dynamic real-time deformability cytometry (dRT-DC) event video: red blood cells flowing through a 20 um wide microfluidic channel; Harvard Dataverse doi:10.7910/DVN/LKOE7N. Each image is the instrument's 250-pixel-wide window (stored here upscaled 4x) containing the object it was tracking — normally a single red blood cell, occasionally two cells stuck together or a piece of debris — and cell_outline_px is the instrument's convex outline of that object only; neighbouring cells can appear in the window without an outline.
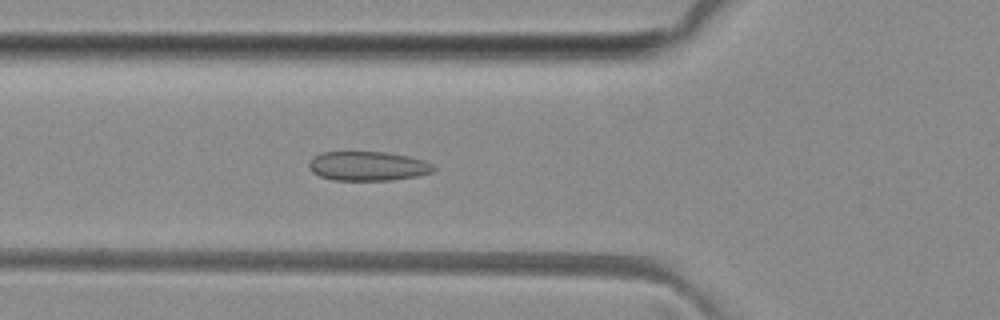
{"species": "common noctule bat (a hibernating species)", "species_latin": "Nyctalus noctula", "temperature_condition": "room temperature", "stored_images_in_passage": 50, "camera_frame_rate_fps": 3000, "um_per_image_px": 0.085, "animal": {"sex": "female", "body_mass_g": 29.2, "forearm_length_mm": 56.3}, "frame": {"image": 1, "passage_image": 18, "time_ms": 5.667, "image_size_px": [1000, 320], "cell_outline_px": [[436, 172], [416, 176], [392, 180], [332, 180], [320, 176], [312, 172], [308, 168], [308, 164], [312, 156], [320, 152], [384, 152], [408, 156], [424, 160], [432, 164], [436, 168]], "centroid_in_image_um": [31.26, 14.11], "position_along_channel_um": 94.5, "area_um2": 21.5}}
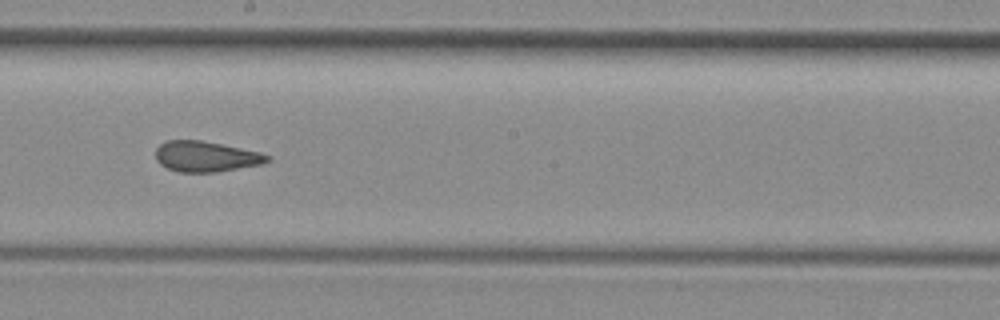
{"frame": {"image": 2, "passage_image": 28, "time_ms": 9.0, "image_size_px": [1000, 320], "cell_outline_px": [[272, 160], [264, 164], [216, 172], [180, 172], [168, 168], [160, 164], [156, 160], [156, 148], [160, 144], [168, 140], [200, 140], [260, 152], [272, 156]], "centroid_in_image_um": [17.54, 13.31], "position_along_channel_um": 230.7, "area_um2": 19.94}}
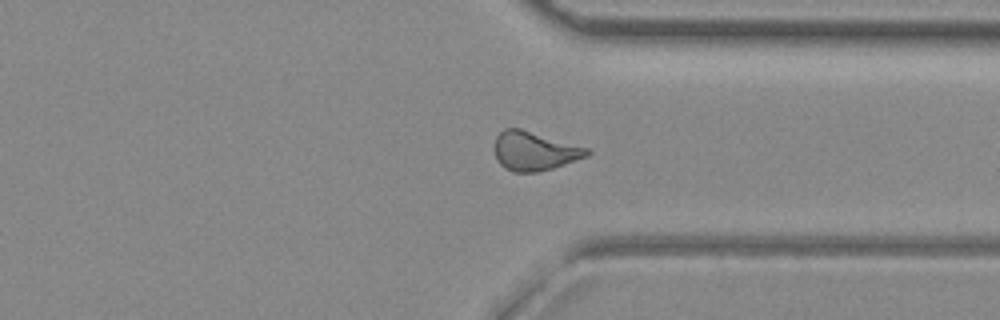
{"frame": {"image": 3, "passage_image": 38, "time_ms": 12.333, "image_size_px": [1000, 320], "cell_outline_px": [[592, 152], [588, 156], [552, 168], [536, 172], [512, 172], [504, 168], [496, 160], [492, 148], [496, 136], [504, 128], [520, 128], [588, 148]], "centroid_in_image_um": [45.37, 12.84], "position_along_channel_um": 366.0, "area_um2": 21.15}, "authors_computed_cell_mechanics": {"area_um2": 21.0392, "velocity_mm_per_s": 4.0776, "shape_relaxation_time_tau1_ms": null, "shape_relaxation_time_tau2_ms": 1.3895, "deformation_change_tau1": null, "deformation_change_tau2": 0.0795}}